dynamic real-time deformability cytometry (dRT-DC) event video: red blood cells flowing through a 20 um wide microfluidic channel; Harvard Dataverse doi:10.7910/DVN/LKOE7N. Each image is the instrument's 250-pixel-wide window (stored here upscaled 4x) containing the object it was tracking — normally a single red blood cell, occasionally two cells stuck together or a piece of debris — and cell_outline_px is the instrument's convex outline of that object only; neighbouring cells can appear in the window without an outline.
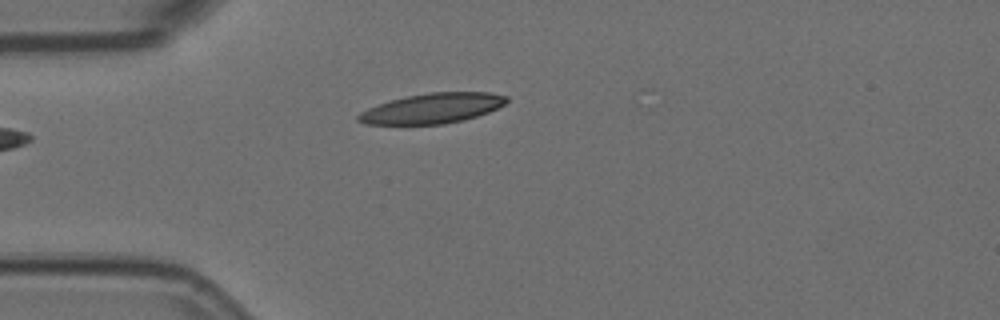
{"species": "Egyptian fruit bat (a non-hibernating species)", "species_latin": "Rousettus aegyptiacus", "temperature_condition": "room temperature", "stored_images_in_passage": 3, "camera_frame_rate_fps": 3000, "um_per_image_px": 0.085, "animal": {"sex": "female"}, "frame": {"image": 1, "passage_image": 3, "time_ms": 0.667, "image_size_px": [1000, 320], "cell_outline_px": [[508, 100], [504, 104], [488, 112], [464, 120], [444, 124], [364, 124], [356, 120], [356, 116], [360, 112], [368, 108], [392, 100], [408, 96], [428, 92], [488, 92], [508, 96]], "centroid_in_image_um": [36.74, 9.21], "position_along_channel_um": 48.3, "area_um2": 25.84}}